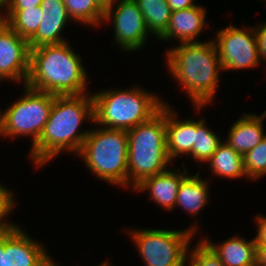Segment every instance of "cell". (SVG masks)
Here are the masks:
<instances>
[{
	"mask_svg": "<svg viewBox=\"0 0 266 266\" xmlns=\"http://www.w3.org/2000/svg\"><path fill=\"white\" fill-rule=\"evenodd\" d=\"M85 120L89 124L94 121L91 93L55 96L43 132L29 151L34 167L40 169L62 152L76 156L90 132V128H81Z\"/></svg>",
	"mask_w": 266,
	"mask_h": 266,
	"instance_id": "1",
	"label": "cell"
},
{
	"mask_svg": "<svg viewBox=\"0 0 266 266\" xmlns=\"http://www.w3.org/2000/svg\"><path fill=\"white\" fill-rule=\"evenodd\" d=\"M166 50L168 74L186 90L194 110L201 111L209 106L216 98L223 71L213 39L176 43Z\"/></svg>",
	"mask_w": 266,
	"mask_h": 266,
	"instance_id": "2",
	"label": "cell"
},
{
	"mask_svg": "<svg viewBox=\"0 0 266 266\" xmlns=\"http://www.w3.org/2000/svg\"><path fill=\"white\" fill-rule=\"evenodd\" d=\"M68 41L30 49L26 86L56 96L82 95L87 90L88 72L81 55Z\"/></svg>",
	"mask_w": 266,
	"mask_h": 266,
	"instance_id": "3",
	"label": "cell"
},
{
	"mask_svg": "<svg viewBox=\"0 0 266 266\" xmlns=\"http://www.w3.org/2000/svg\"><path fill=\"white\" fill-rule=\"evenodd\" d=\"M93 99V123L109 129L129 130L149 120L164 105L155 93L143 86L109 88L91 94Z\"/></svg>",
	"mask_w": 266,
	"mask_h": 266,
	"instance_id": "4",
	"label": "cell"
},
{
	"mask_svg": "<svg viewBox=\"0 0 266 266\" xmlns=\"http://www.w3.org/2000/svg\"><path fill=\"white\" fill-rule=\"evenodd\" d=\"M128 187L166 171L172 162L167 153L166 102L149 120L127 130Z\"/></svg>",
	"mask_w": 266,
	"mask_h": 266,
	"instance_id": "5",
	"label": "cell"
},
{
	"mask_svg": "<svg viewBox=\"0 0 266 266\" xmlns=\"http://www.w3.org/2000/svg\"><path fill=\"white\" fill-rule=\"evenodd\" d=\"M76 155L98 179L126 189L128 187L127 130L94 126Z\"/></svg>",
	"mask_w": 266,
	"mask_h": 266,
	"instance_id": "6",
	"label": "cell"
},
{
	"mask_svg": "<svg viewBox=\"0 0 266 266\" xmlns=\"http://www.w3.org/2000/svg\"><path fill=\"white\" fill-rule=\"evenodd\" d=\"M197 224L191 223L183 230L128 228L126 231L145 266H187L190 243L199 231Z\"/></svg>",
	"mask_w": 266,
	"mask_h": 266,
	"instance_id": "7",
	"label": "cell"
},
{
	"mask_svg": "<svg viewBox=\"0 0 266 266\" xmlns=\"http://www.w3.org/2000/svg\"><path fill=\"white\" fill-rule=\"evenodd\" d=\"M22 96L4 110L0 108V136L4 139L29 137L33 146L43 132L54 97L23 85ZM3 110V111H2Z\"/></svg>",
	"mask_w": 266,
	"mask_h": 266,
	"instance_id": "8",
	"label": "cell"
},
{
	"mask_svg": "<svg viewBox=\"0 0 266 266\" xmlns=\"http://www.w3.org/2000/svg\"><path fill=\"white\" fill-rule=\"evenodd\" d=\"M212 39L217 48L223 73L227 70L253 69L261 63L254 27L240 29L231 24L217 30Z\"/></svg>",
	"mask_w": 266,
	"mask_h": 266,
	"instance_id": "9",
	"label": "cell"
},
{
	"mask_svg": "<svg viewBox=\"0 0 266 266\" xmlns=\"http://www.w3.org/2000/svg\"><path fill=\"white\" fill-rule=\"evenodd\" d=\"M115 3L104 11L102 23L111 21L114 43L121 51H140L152 35L142 12L134 0H117Z\"/></svg>",
	"mask_w": 266,
	"mask_h": 266,
	"instance_id": "10",
	"label": "cell"
},
{
	"mask_svg": "<svg viewBox=\"0 0 266 266\" xmlns=\"http://www.w3.org/2000/svg\"><path fill=\"white\" fill-rule=\"evenodd\" d=\"M30 69L29 41L7 23L0 29V83L26 84Z\"/></svg>",
	"mask_w": 266,
	"mask_h": 266,
	"instance_id": "11",
	"label": "cell"
},
{
	"mask_svg": "<svg viewBox=\"0 0 266 266\" xmlns=\"http://www.w3.org/2000/svg\"><path fill=\"white\" fill-rule=\"evenodd\" d=\"M21 226L4 230V266H49L53 258Z\"/></svg>",
	"mask_w": 266,
	"mask_h": 266,
	"instance_id": "12",
	"label": "cell"
},
{
	"mask_svg": "<svg viewBox=\"0 0 266 266\" xmlns=\"http://www.w3.org/2000/svg\"><path fill=\"white\" fill-rule=\"evenodd\" d=\"M182 166L183 170L180 167H173L162 173L145 178L133 191L138 193L143 191L145 193L147 191L153 203H156L157 206L165 209V211H172L175 209L179 186L190 174L185 163Z\"/></svg>",
	"mask_w": 266,
	"mask_h": 266,
	"instance_id": "13",
	"label": "cell"
},
{
	"mask_svg": "<svg viewBox=\"0 0 266 266\" xmlns=\"http://www.w3.org/2000/svg\"><path fill=\"white\" fill-rule=\"evenodd\" d=\"M207 13L206 7L200 4L173 11L166 31L157 40L169 42L174 39L179 41L178 44L201 42L197 39H199V35H202V32L209 25L206 22Z\"/></svg>",
	"mask_w": 266,
	"mask_h": 266,
	"instance_id": "14",
	"label": "cell"
},
{
	"mask_svg": "<svg viewBox=\"0 0 266 266\" xmlns=\"http://www.w3.org/2000/svg\"><path fill=\"white\" fill-rule=\"evenodd\" d=\"M43 13L37 32L28 40L30 49L44 45L61 44L69 40L62 35L64 26L72 21L63 0H42Z\"/></svg>",
	"mask_w": 266,
	"mask_h": 266,
	"instance_id": "15",
	"label": "cell"
},
{
	"mask_svg": "<svg viewBox=\"0 0 266 266\" xmlns=\"http://www.w3.org/2000/svg\"><path fill=\"white\" fill-rule=\"evenodd\" d=\"M166 103L167 153L171 161L181 156L192 159V146L196 133V120L179 119L176 109Z\"/></svg>",
	"mask_w": 266,
	"mask_h": 266,
	"instance_id": "16",
	"label": "cell"
},
{
	"mask_svg": "<svg viewBox=\"0 0 266 266\" xmlns=\"http://www.w3.org/2000/svg\"><path fill=\"white\" fill-rule=\"evenodd\" d=\"M265 118L266 110L260 115L253 112L241 114V117L231 124L224 142L244 156L266 136L263 126Z\"/></svg>",
	"mask_w": 266,
	"mask_h": 266,
	"instance_id": "17",
	"label": "cell"
},
{
	"mask_svg": "<svg viewBox=\"0 0 266 266\" xmlns=\"http://www.w3.org/2000/svg\"><path fill=\"white\" fill-rule=\"evenodd\" d=\"M202 239L218 255L225 266H252L256 264L254 238L247 241L244 236L234 235L217 243H213L208 237H202Z\"/></svg>",
	"mask_w": 266,
	"mask_h": 266,
	"instance_id": "18",
	"label": "cell"
},
{
	"mask_svg": "<svg viewBox=\"0 0 266 266\" xmlns=\"http://www.w3.org/2000/svg\"><path fill=\"white\" fill-rule=\"evenodd\" d=\"M200 173L189 174L181 182L176 197L175 209L179 207L193 217L199 215L210 199V180L202 179Z\"/></svg>",
	"mask_w": 266,
	"mask_h": 266,
	"instance_id": "19",
	"label": "cell"
},
{
	"mask_svg": "<svg viewBox=\"0 0 266 266\" xmlns=\"http://www.w3.org/2000/svg\"><path fill=\"white\" fill-rule=\"evenodd\" d=\"M214 176L225 179L247 178L243 156L222 141L211 158L206 162Z\"/></svg>",
	"mask_w": 266,
	"mask_h": 266,
	"instance_id": "20",
	"label": "cell"
},
{
	"mask_svg": "<svg viewBox=\"0 0 266 266\" xmlns=\"http://www.w3.org/2000/svg\"><path fill=\"white\" fill-rule=\"evenodd\" d=\"M142 12L147 28L155 39L167 29L171 17V8L167 0H134Z\"/></svg>",
	"mask_w": 266,
	"mask_h": 266,
	"instance_id": "21",
	"label": "cell"
},
{
	"mask_svg": "<svg viewBox=\"0 0 266 266\" xmlns=\"http://www.w3.org/2000/svg\"><path fill=\"white\" fill-rule=\"evenodd\" d=\"M206 123V119L202 117L196 120V133L192 146V159L201 164L200 168L202 163L206 164L223 141Z\"/></svg>",
	"mask_w": 266,
	"mask_h": 266,
	"instance_id": "22",
	"label": "cell"
},
{
	"mask_svg": "<svg viewBox=\"0 0 266 266\" xmlns=\"http://www.w3.org/2000/svg\"><path fill=\"white\" fill-rule=\"evenodd\" d=\"M6 23L22 38L29 40L36 32L42 19V9L26 8L21 10L4 11Z\"/></svg>",
	"mask_w": 266,
	"mask_h": 266,
	"instance_id": "23",
	"label": "cell"
},
{
	"mask_svg": "<svg viewBox=\"0 0 266 266\" xmlns=\"http://www.w3.org/2000/svg\"><path fill=\"white\" fill-rule=\"evenodd\" d=\"M67 9L68 16L82 26L97 28L102 24L104 10L95 0H63Z\"/></svg>",
	"mask_w": 266,
	"mask_h": 266,
	"instance_id": "24",
	"label": "cell"
},
{
	"mask_svg": "<svg viewBox=\"0 0 266 266\" xmlns=\"http://www.w3.org/2000/svg\"><path fill=\"white\" fill-rule=\"evenodd\" d=\"M247 179L257 180L266 176V136L243 156Z\"/></svg>",
	"mask_w": 266,
	"mask_h": 266,
	"instance_id": "25",
	"label": "cell"
},
{
	"mask_svg": "<svg viewBox=\"0 0 266 266\" xmlns=\"http://www.w3.org/2000/svg\"><path fill=\"white\" fill-rule=\"evenodd\" d=\"M193 247L189 246L187 253V266H225L218 255L202 239H197Z\"/></svg>",
	"mask_w": 266,
	"mask_h": 266,
	"instance_id": "26",
	"label": "cell"
},
{
	"mask_svg": "<svg viewBox=\"0 0 266 266\" xmlns=\"http://www.w3.org/2000/svg\"><path fill=\"white\" fill-rule=\"evenodd\" d=\"M15 195L11 189L9 190L8 187L2 185V183L0 184V232L13 228L17 224L13 223V221L11 222L10 217H8L17 206L16 204H18L15 199L17 196Z\"/></svg>",
	"mask_w": 266,
	"mask_h": 266,
	"instance_id": "27",
	"label": "cell"
},
{
	"mask_svg": "<svg viewBox=\"0 0 266 266\" xmlns=\"http://www.w3.org/2000/svg\"><path fill=\"white\" fill-rule=\"evenodd\" d=\"M261 63H266V22L254 26Z\"/></svg>",
	"mask_w": 266,
	"mask_h": 266,
	"instance_id": "28",
	"label": "cell"
},
{
	"mask_svg": "<svg viewBox=\"0 0 266 266\" xmlns=\"http://www.w3.org/2000/svg\"><path fill=\"white\" fill-rule=\"evenodd\" d=\"M256 224V236H254V241L256 245H266V216L263 215H256L254 216Z\"/></svg>",
	"mask_w": 266,
	"mask_h": 266,
	"instance_id": "29",
	"label": "cell"
},
{
	"mask_svg": "<svg viewBox=\"0 0 266 266\" xmlns=\"http://www.w3.org/2000/svg\"><path fill=\"white\" fill-rule=\"evenodd\" d=\"M42 0H6L5 10H21L26 8H36L41 5Z\"/></svg>",
	"mask_w": 266,
	"mask_h": 266,
	"instance_id": "30",
	"label": "cell"
},
{
	"mask_svg": "<svg viewBox=\"0 0 266 266\" xmlns=\"http://www.w3.org/2000/svg\"><path fill=\"white\" fill-rule=\"evenodd\" d=\"M195 2V0H167V3L170 6L172 12L189 7H194L195 5H197V3L195 4Z\"/></svg>",
	"mask_w": 266,
	"mask_h": 266,
	"instance_id": "31",
	"label": "cell"
},
{
	"mask_svg": "<svg viewBox=\"0 0 266 266\" xmlns=\"http://www.w3.org/2000/svg\"><path fill=\"white\" fill-rule=\"evenodd\" d=\"M256 264L266 266V245H256Z\"/></svg>",
	"mask_w": 266,
	"mask_h": 266,
	"instance_id": "32",
	"label": "cell"
},
{
	"mask_svg": "<svg viewBox=\"0 0 266 266\" xmlns=\"http://www.w3.org/2000/svg\"><path fill=\"white\" fill-rule=\"evenodd\" d=\"M0 266H4V231L0 232Z\"/></svg>",
	"mask_w": 266,
	"mask_h": 266,
	"instance_id": "33",
	"label": "cell"
},
{
	"mask_svg": "<svg viewBox=\"0 0 266 266\" xmlns=\"http://www.w3.org/2000/svg\"><path fill=\"white\" fill-rule=\"evenodd\" d=\"M97 4L105 11L111 7L117 0H95Z\"/></svg>",
	"mask_w": 266,
	"mask_h": 266,
	"instance_id": "34",
	"label": "cell"
},
{
	"mask_svg": "<svg viewBox=\"0 0 266 266\" xmlns=\"http://www.w3.org/2000/svg\"><path fill=\"white\" fill-rule=\"evenodd\" d=\"M4 9H0V29L6 23L5 13H3Z\"/></svg>",
	"mask_w": 266,
	"mask_h": 266,
	"instance_id": "35",
	"label": "cell"
},
{
	"mask_svg": "<svg viewBox=\"0 0 266 266\" xmlns=\"http://www.w3.org/2000/svg\"><path fill=\"white\" fill-rule=\"evenodd\" d=\"M97 266H112V263H110L108 261H103V263L101 262L100 265H97Z\"/></svg>",
	"mask_w": 266,
	"mask_h": 266,
	"instance_id": "36",
	"label": "cell"
},
{
	"mask_svg": "<svg viewBox=\"0 0 266 266\" xmlns=\"http://www.w3.org/2000/svg\"><path fill=\"white\" fill-rule=\"evenodd\" d=\"M6 0H0V9H3L5 6Z\"/></svg>",
	"mask_w": 266,
	"mask_h": 266,
	"instance_id": "37",
	"label": "cell"
},
{
	"mask_svg": "<svg viewBox=\"0 0 266 266\" xmlns=\"http://www.w3.org/2000/svg\"><path fill=\"white\" fill-rule=\"evenodd\" d=\"M49 266H59V265H57V262L54 260Z\"/></svg>",
	"mask_w": 266,
	"mask_h": 266,
	"instance_id": "38",
	"label": "cell"
}]
</instances>
